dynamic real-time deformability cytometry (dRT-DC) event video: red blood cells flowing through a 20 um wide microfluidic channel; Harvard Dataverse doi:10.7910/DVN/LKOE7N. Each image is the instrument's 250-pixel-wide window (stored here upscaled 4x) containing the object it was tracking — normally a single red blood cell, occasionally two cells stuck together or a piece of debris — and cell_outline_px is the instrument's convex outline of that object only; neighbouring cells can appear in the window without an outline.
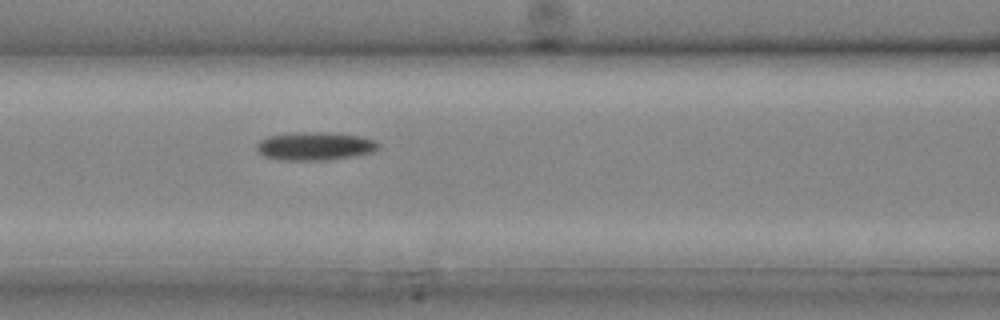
{"species": "common noctule bat (a hibernating species)", "species_latin": "Nyctalus noctula", "temperature_condition": "cold", "stored_images_in_passage": 7, "camera_frame_rate_fps": 3000, "um_per_image_px": 0.085, "animal": {"sex": "male", "body_mass_g": 20.4}, "frame": {"image": 1, "passage_image": 7, "time_ms": 2.0, "image_size_px": [1000, 320], "cell_outline_px": [[380, 148], [372, 152], [352, 156], [328, 160], [284, 160], [264, 156], [256, 148], [256, 144], [260, 140], [268, 136], [304, 132], [360, 136], [376, 140], [380, 144]], "centroid_in_image_um": [26.78, 12.44], "position_along_channel_um": 139.8, "area_um2": 19.59}}